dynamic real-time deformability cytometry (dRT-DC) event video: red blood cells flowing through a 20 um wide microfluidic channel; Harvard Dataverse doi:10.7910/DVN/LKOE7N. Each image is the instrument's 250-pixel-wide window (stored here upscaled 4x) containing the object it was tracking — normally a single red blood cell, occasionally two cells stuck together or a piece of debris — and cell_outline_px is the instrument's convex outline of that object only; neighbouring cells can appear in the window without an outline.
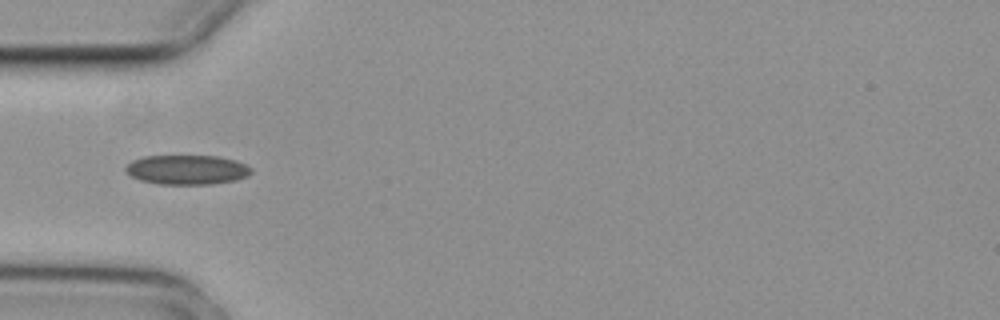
{"species": "common noctule bat (a hibernating species)", "species_latin": "Nyctalus noctula", "temperature_condition": "cold", "stored_images_in_passage": 6, "camera_frame_rate_fps": 3000, "um_per_image_px": 0.085, "animal": {"sex": "female", "body_mass_g": 29.2, "forearm_length_mm": 56.3}, "frame": {"image": 1, "passage_image": 3, "time_ms": 0.667, "image_size_px": [1000, 320], "cell_outline_px": [[252, 172], [236, 180], [212, 184], [160, 184], [140, 180], [124, 172], [124, 168], [132, 160], [144, 156], [216, 156], [236, 160], [252, 168]], "centroid_in_image_um": [15.86, 14.42], "position_along_channel_um": 69.1, "area_um2": 21.56}}
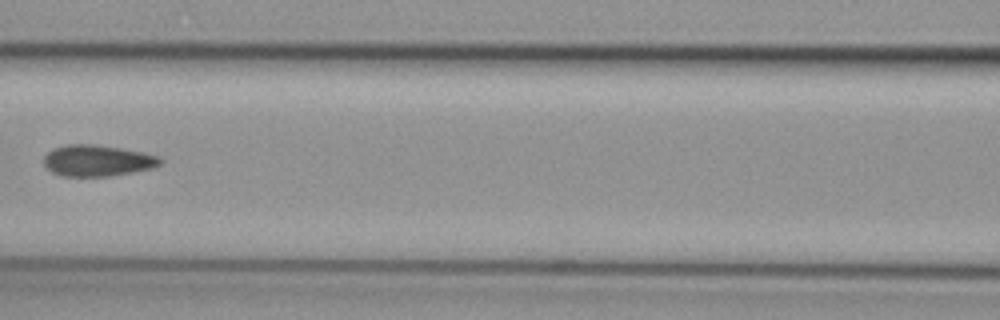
{"frame": {"image": 2, "passage_image": 5, "time_ms": 1.333, "image_size_px": [1000, 320], "cell_outline_px": [[164, 160], [160, 164], [152, 168], [112, 176], [64, 176], [52, 172], [44, 164], [44, 156], [48, 152], [56, 148], [68, 144], [96, 144], [144, 152], [160, 156]], "centroid_in_image_um": [8.32, 13.65], "position_along_channel_um": 158.3, "area_um2": 21.21}}
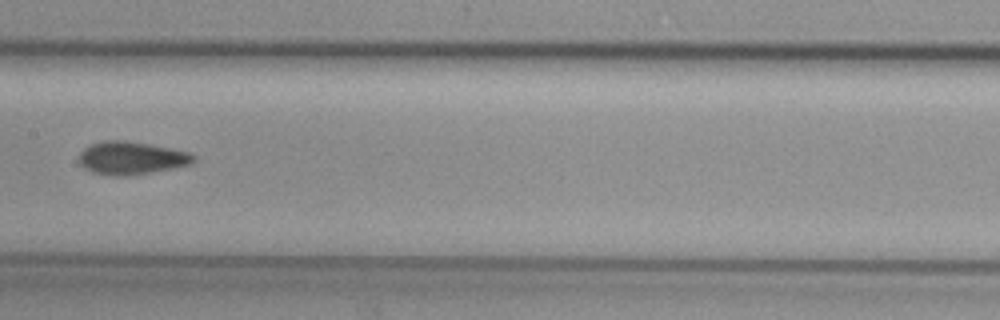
{"frame": {"image": 3, "passage_image": 6, "time_ms": 1.667, "image_size_px": [1000, 320], "cell_outline_px": [[196, 160], [192, 164], [172, 168], [148, 172], [120, 176], [116, 176], [92, 172], [84, 168], [76, 160], [80, 152], [88, 144], [104, 140], [124, 140], [148, 144], [188, 152], [196, 156]], "centroid_in_image_um": [11.1, 13.42], "position_along_channel_um": 196.3, "area_um2": 21.91}}